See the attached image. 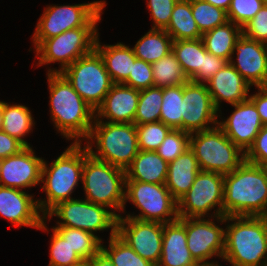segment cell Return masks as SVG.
I'll use <instances>...</instances> for the list:
<instances>
[{"instance_id":"6da1fadb","label":"cell","mask_w":267,"mask_h":266,"mask_svg":"<svg viewBox=\"0 0 267 266\" xmlns=\"http://www.w3.org/2000/svg\"><path fill=\"white\" fill-rule=\"evenodd\" d=\"M51 120L61 135L73 143L89 137L95 110L73 89L61 73H47Z\"/></svg>"},{"instance_id":"7a4b0ae2","label":"cell","mask_w":267,"mask_h":266,"mask_svg":"<svg viewBox=\"0 0 267 266\" xmlns=\"http://www.w3.org/2000/svg\"><path fill=\"white\" fill-rule=\"evenodd\" d=\"M223 216L267 217V174L244 161L224 175Z\"/></svg>"},{"instance_id":"3957f363","label":"cell","mask_w":267,"mask_h":266,"mask_svg":"<svg viewBox=\"0 0 267 266\" xmlns=\"http://www.w3.org/2000/svg\"><path fill=\"white\" fill-rule=\"evenodd\" d=\"M225 221L232 223L225 228L222 259L231 266H261L267 260V217L225 216Z\"/></svg>"},{"instance_id":"277c9868","label":"cell","mask_w":267,"mask_h":266,"mask_svg":"<svg viewBox=\"0 0 267 266\" xmlns=\"http://www.w3.org/2000/svg\"><path fill=\"white\" fill-rule=\"evenodd\" d=\"M82 143H71L50 166L43 160L41 171L42 189L47 200L37 199L42 215L45 216L53 207L62 201L71 200V194L82 180L84 159L89 154ZM46 177V178H45Z\"/></svg>"},{"instance_id":"5b68a950","label":"cell","mask_w":267,"mask_h":266,"mask_svg":"<svg viewBox=\"0 0 267 266\" xmlns=\"http://www.w3.org/2000/svg\"><path fill=\"white\" fill-rule=\"evenodd\" d=\"M86 147L96 159L126 169L139 152L136 125L94 120ZM96 142V151L92 149ZM91 141V142H90Z\"/></svg>"},{"instance_id":"8992f818","label":"cell","mask_w":267,"mask_h":266,"mask_svg":"<svg viewBox=\"0 0 267 266\" xmlns=\"http://www.w3.org/2000/svg\"><path fill=\"white\" fill-rule=\"evenodd\" d=\"M125 170L94 158L90 153L84 159L82 182L87 201L125 212Z\"/></svg>"},{"instance_id":"52a82bcc","label":"cell","mask_w":267,"mask_h":266,"mask_svg":"<svg viewBox=\"0 0 267 266\" xmlns=\"http://www.w3.org/2000/svg\"><path fill=\"white\" fill-rule=\"evenodd\" d=\"M189 148L194 152L200 171L225 175L245 161V153L218 126L191 133Z\"/></svg>"},{"instance_id":"ba28073f","label":"cell","mask_w":267,"mask_h":266,"mask_svg":"<svg viewBox=\"0 0 267 266\" xmlns=\"http://www.w3.org/2000/svg\"><path fill=\"white\" fill-rule=\"evenodd\" d=\"M105 1L75 5L47 6L32 36L35 48L45 39L78 27H97Z\"/></svg>"},{"instance_id":"9c48e42d","label":"cell","mask_w":267,"mask_h":266,"mask_svg":"<svg viewBox=\"0 0 267 266\" xmlns=\"http://www.w3.org/2000/svg\"><path fill=\"white\" fill-rule=\"evenodd\" d=\"M97 27H78L43 40L35 49L37 66L59 62L61 68L49 69L47 73H60L77 59L95 49L99 33ZM40 54V55H39Z\"/></svg>"},{"instance_id":"30bf717a","label":"cell","mask_w":267,"mask_h":266,"mask_svg":"<svg viewBox=\"0 0 267 266\" xmlns=\"http://www.w3.org/2000/svg\"><path fill=\"white\" fill-rule=\"evenodd\" d=\"M224 175L216 172L199 171L189 191L178 201L179 218H205L211 214L216 221L226 223L223 216Z\"/></svg>"},{"instance_id":"8fae6325","label":"cell","mask_w":267,"mask_h":266,"mask_svg":"<svg viewBox=\"0 0 267 266\" xmlns=\"http://www.w3.org/2000/svg\"><path fill=\"white\" fill-rule=\"evenodd\" d=\"M95 111L114 84L100 54L94 49L60 72Z\"/></svg>"},{"instance_id":"7c38bea8","label":"cell","mask_w":267,"mask_h":266,"mask_svg":"<svg viewBox=\"0 0 267 266\" xmlns=\"http://www.w3.org/2000/svg\"><path fill=\"white\" fill-rule=\"evenodd\" d=\"M131 201L141 212L139 215L127 214L143 221L168 223L178 219V202L165 184L145 183L125 180V203Z\"/></svg>"},{"instance_id":"4fadbf2b","label":"cell","mask_w":267,"mask_h":266,"mask_svg":"<svg viewBox=\"0 0 267 266\" xmlns=\"http://www.w3.org/2000/svg\"><path fill=\"white\" fill-rule=\"evenodd\" d=\"M52 216H57L61 219L57 221L55 227H70L81 229L92 233L96 231H104L111 228L110 237L116 234L118 217L108 210L107 207L97 205L86 199H71L62 201L53 207L45 216L44 219H49Z\"/></svg>"},{"instance_id":"5bb4252c","label":"cell","mask_w":267,"mask_h":266,"mask_svg":"<svg viewBox=\"0 0 267 266\" xmlns=\"http://www.w3.org/2000/svg\"><path fill=\"white\" fill-rule=\"evenodd\" d=\"M116 234L139 256L157 266L162 252L163 223L119 216Z\"/></svg>"},{"instance_id":"9a60e30c","label":"cell","mask_w":267,"mask_h":266,"mask_svg":"<svg viewBox=\"0 0 267 266\" xmlns=\"http://www.w3.org/2000/svg\"><path fill=\"white\" fill-rule=\"evenodd\" d=\"M218 115L206 84L188 80L183 85L182 131L191 134L214 128Z\"/></svg>"},{"instance_id":"2e32d148","label":"cell","mask_w":267,"mask_h":266,"mask_svg":"<svg viewBox=\"0 0 267 266\" xmlns=\"http://www.w3.org/2000/svg\"><path fill=\"white\" fill-rule=\"evenodd\" d=\"M187 247L200 266H219L208 260L213 256L223 258L225 229L211 219L186 218Z\"/></svg>"},{"instance_id":"e0dca14e","label":"cell","mask_w":267,"mask_h":266,"mask_svg":"<svg viewBox=\"0 0 267 266\" xmlns=\"http://www.w3.org/2000/svg\"><path fill=\"white\" fill-rule=\"evenodd\" d=\"M43 160L30 146L0 160V186L23 190L41 182Z\"/></svg>"},{"instance_id":"ac0fdd59","label":"cell","mask_w":267,"mask_h":266,"mask_svg":"<svg viewBox=\"0 0 267 266\" xmlns=\"http://www.w3.org/2000/svg\"><path fill=\"white\" fill-rule=\"evenodd\" d=\"M37 200L26 191L0 186V216L8 219L14 227L29 226L47 230L46 220L40 215Z\"/></svg>"},{"instance_id":"d6986e66","label":"cell","mask_w":267,"mask_h":266,"mask_svg":"<svg viewBox=\"0 0 267 266\" xmlns=\"http://www.w3.org/2000/svg\"><path fill=\"white\" fill-rule=\"evenodd\" d=\"M232 106L235 111L225 121H218L217 126L242 152L246 153L264 125L250 98Z\"/></svg>"},{"instance_id":"ffe728a7","label":"cell","mask_w":267,"mask_h":266,"mask_svg":"<svg viewBox=\"0 0 267 266\" xmlns=\"http://www.w3.org/2000/svg\"><path fill=\"white\" fill-rule=\"evenodd\" d=\"M236 51V52H235ZM236 62L230 64L255 87H267V44L251 40L243 34L235 43Z\"/></svg>"},{"instance_id":"44dd1931","label":"cell","mask_w":267,"mask_h":266,"mask_svg":"<svg viewBox=\"0 0 267 266\" xmlns=\"http://www.w3.org/2000/svg\"><path fill=\"white\" fill-rule=\"evenodd\" d=\"M139 90L124 84H113L103 103L95 111V119L111 123H134ZM103 117V118H101Z\"/></svg>"},{"instance_id":"7402d4cb","label":"cell","mask_w":267,"mask_h":266,"mask_svg":"<svg viewBox=\"0 0 267 266\" xmlns=\"http://www.w3.org/2000/svg\"><path fill=\"white\" fill-rule=\"evenodd\" d=\"M206 83L213 104L218 112H221L220 102L222 101L234 105L249 98L248 94L251 85L240 75L230 62H227L224 67Z\"/></svg>"},{"instance_id":"603a6c76","label":"cell","mask_w":267,"mask_h":266,"mask_svg":"<svg viewBox=\"0 0 267 266\" xmlns=\"http://www.w3.org/2000/svg\"><path fill=\"white\" fill-rule=\"evenodd\" d=\"M157 266H200L187 247L186 218L163 224L162 252Z\"/></svg>"},{"instance_id":"cb8c5ba5","label":"cell","mask_w":267,"mask_h":266,"mask_svg":"<svg viewBox=\"0 0 267 266\" xmlns=\"http://www.w3.org/2000/svg\"><path fill=\"white\" fill-rule=\"evenodd\" d=\"M199 171L197 159L190 148L168 163L165 185L177 202L189 191Z\"/></svg>"},{"instance_id":"d4e9b609","label":"cell","mask_w":267,"mask_h":266,"mask_svg":"<svg viewBox=\"0 0 267 266\" xmlns=\"http://www.w3.org/2000/svg\"><path fill=\"white\" fill-rule=\"evenodd\" d=\"M95 50L102 57L112 82L123 84L128 79L133 63L137 59L133 49L121 42L116 45L102 46L98 35Z\"/></svg>"},{"instance_id":"484cf974","label":"cell","mask_w":267,"mask_h":266,"mask_svg":"<svg viewBox=\"0 0 267 266\" xmlns=\"http://www.w3.org/2000/svg\"><path fill=\"white\" fill-rule=\"evenodd\" d=\"M168 163L156 151L139 150L132 163L125 169V180L165 184Z\"/></svg>"},{"instance_id":"4316f807","label":"cell","mask_w":267,"mask_h":266,"mask_svg":"<svg viewBox=\"0 0 267 266\" xmlns=\"http://www.w3.org/2000/svg\"><path fill=\"white\" fill-rule=\"evenodd\" d=\"M242 34V28L239 25L227 21L202 34L201 39L207 52L229 62L235 57L232 56L234 46Z\"/></svg>"},{"instance_id":"83f0119b","label":"cell","mask_w":267,"mask_h":266,"mask_svg":"<svg viewBox=\"0 0 267 266\" xmlns=\"http://www.w3.org/2000/svg\"><path fill=\"white\" fill-rule=\"evenodd\" d=\"M172 37L164 29H150L134 45L137 59L154 63L172 52Z\"/></svg>"},{"instance_id":"f1b7e54d","label":"cell","mask_w":267,"mask_h":266,"mask_svg":"<svg viewBox=\"0 0 267 266\" xmlns=\"http://www.w3.org/2000/svg\"><path fill=\"white\" fill-rule=\"evenodd\" d=\"M165 31L173 41L200 39L202 34L192 16L191 0H178Z\"/></svg>"},{"instance_id":"f546056e","label":"cell","mask_w":267,"mask_h":266,"mask_svg":"<svg viewBox=\"0 0 267 266\" xmlns=\"http://www.w3.org/2000/svg\"><path fill=\"white\" fill-rule=\"evenodd\" d=\"M3 125L1 130L8 135L17 138L25 146L30 144L24 140L26 134L31 132L34 126V118L31 111L25 105L8 104L3 101Z\"/></svg>"},{"instance_id":"4dcf8cb0","label":"cell","mask_w":267,"mask_h":266,"mask_svg":"<svg viewBox=\"0 0 267 266\" xmlns=\"http://www.w3.org/2000/svg\"><path fill=\"white\" fill-rule=\"evenodd\" d=\"M172 52L181 64L184 74L190 80L202 67V39L176 40L172 44Z\"/></svg>"},{"instance_id":"1f68e13d","label":"cell","mask_w":267,"mask_h":266,"mask_svg":"<svg viewBox=\"0 0 267 266\" xmlns=\"http://www.w3.org/2000/svg\"><path fill=\"white\" fill-rule=\"evenodd\" d=\"M84 260L88 261L101 250V242L97 235L81 229L70 227H53Z\"/></svg>"},{"instance_id":"d6a6232c","label":"cell","mask_w":267,"mask_h":266,"mask_svg":"<svg viewBox=\"0 0 267 266\" xmlns=\"http://www.w3.org/2000/svg\"><path fill=\"white\" fill-rule=\"evenodd\" d=\"M152 65L154 87L165 88L169 86L184 85L188 78L184 74L181 64L173 52L161 58Z\"/></svg>"},{"instance_id":"836d02e7","label":"cell","mask_w":267,"mask_h":266,"mask_svg":"<svg viewBox=\"0 0 267 266\" xmlns=\"http://www.w3.org/2000/svg\"><path fill=\"white\" fill-rule=\"evenodd\" d=\"M163 88L150 87L139 90V102L137 105L134 124H146L160 121Z\"/></svg>"},{"instance_id":"e575fe53","label":"cell","mask_w":267,"mask_h":266,"mask_svg":"<svg viewBox=\"0 0 267 266\" xmlns=\"http://www.w3.org/2000/svg\"><path fill=\"white\" fill-rule=\"evenodd\" d=\"M183 85L163 88L160 121L171 129L182 130Z\"/></svg>"},{"instance_id":"d590c367","label":"cell","mask_w":267,"mask_h":266,"mask_svg":"<svg viewBox=\"0 0 267 266\" xmlns=\"http://www.w3.org/2000/svg\"><path fill=\"white\" fill-rule=\"evenodd\" d=\"M109 247L101 245V250L109 257L115 266H155L150 261L139 256L117 234L109 238Z\"/></svg>"},{"instance_id":"8d00e7d4","label":"cell","mask_w":267,"mask_h":266,"mask_svg":"<svg viewBox=\"0 0 267 266\" xmlns=\"http://www.w3.org/2000/svg\"><path fill=\"white\" fill-rule=\"evenodd\" d=\"M192 16L201 34L228 21L227 11L203 0H191Z\"/></svg>"},{"instance_id":"74e56055","label":"cell","mask_w":267,"mask_h":266,"mask_svg":"<svg viewBox=\"0 0 267 266\" xmlns=\"http://www.w3.org/2000/svg\"><path fill=\"white\" fill-rule=\"evenodd\" d=\"M170 130L161 121L136 125L139 150L156 151Z\"/></svg>"},{"instance_id":"f35d334b","label":"cell","mask_w":267,"mask_h":266,"mask_svg":"<svg viewBox=\"0 0 267 266\" xmlns=\"http://www.w3.org/2000/svg\"><path fill=\"white\" fill-rule=\"evenodd\" d=\"M50 245L49 266H73L82 263L84 260L71 248L68 242L52 228Z\"/></svg>"},{"instance_id":"ab89813d","label":"cell","mask_w":267,"mask_h":266,"mask_svg":"<svg viewBox=\"0 0 267 266\" xmlns=\"http://www.w3.org/2000/svg\"><path fill=\"white\" fill-rule=\"evenodd\" d=\"M189 147L190 133L179 129H171L156 152L167 163H170L189 149Z\"/></svg>"},{"instance_id":"60d3db41","label":"cell","mask_w":267,"mask_h":266,"mask_svg":"<svg viewBox=\"0 0 267 266\" xmlns=\"http://www.w3.org/2000/svg\"><path fill=\"white\" fill-rule=\"evenodd\" d=\"M266 2L267 0H231L227 10L228 21L243 28Z\"/></svg>"},{"instance_id":"b9f144b4","label":"cell","mask_w":267,"mask_h":266,"mask_svg":"<svg viewBox=\"0 0 267 266\" xmlns=\"http://www.w3.org/2000/svg\"><path fill=\"white\" fill-rule=\"evenodd\" d=\"M126 86L137 90L147 89L154 86L151 63L141 59H136L128 79L123 83Z\"/></svg>"},{"instance_id":"7bdbcfd3","label":"cell","mask_w":267,"mask_h":266,"mask_svg":"<svg viewBox=\"0 0 267 266\" xmlns=\"http://www.w3.org/2000/svg\"><path fill=\"white\" fill-rule=\"evenodd\" d=\"M178 0H148L147 7L153 20L152 29H166Z\"/></svg>"},{"instance_id":"ee69618b","label":"cell","mask_w":267,"mask_h":266,"mask_svg":"<svg viewBox=\"0 0 267 266\" xmlns=\"http://www.w3.org/2000/svg\"><path fill=\"white\" fill-rule=\"evenodd\" d=\"M245 37L267 44V2L242 28Z\"/></svg>"},{"instance_id":"f6af8a7d","label":"cell","mask_w":267,"mask_h":266,"mask_svg":"<svg viewBox=\"0 0 267 266\" xmlns=\"http://www.w3.org/2000/svg\"><path fill=\"white\" fill-rule=\"evenodd\" d=\"M228 61L206 51L203 44V62L200 70L190 79L193 82L205 83L221 70Z\"/></svg>"},{"instance_id":"bcb514c9","label":"cell","mask_w":267,"mask_h":266,"mask_svg":"<svg viewBox=\"0 0 267 266\" xmlns=\"http://www.w3.org/2000/svg\"><path fill=\"white\" fill-rule=\"evenodd\" d=\"M245 161L262 167L267 166V125L261 128L253 145L245 153Z\"/></svg>"},{"instance_id":"7dc6e473","label":"cell","mask_w":267,"mask_h":266,"mask_svg":"<svg viewBox=\"0 0 267 266\" xmlns=\"http://www.w3.org/2000/svg\"><path fill=\"white\" fill-rule=\"evenodd\" d=\"M25 147L17 138L0 130V160L19 153Z\"/></svg>"},{"instance_id":"c3c4849f","label":"cell","mask_w":267,"mask_h":266,"mask_svg":"<svg viewBox=\"0 0 267 266\" xmlns=\"http://www.w3.org/2000/svg\"><path fill=\"white\" fill-rule=\"evenodd\" d=\"M257 93L249 96L256 106L260 120L264 126L267 125V87H257Z\"/></svg>"},{"instance_id":"681fc988","label":"cell","mask_w":267,"mask_h":266,"mask_svg":"<svg viewBox=\"0 0 267 266\" xmlns=\"http://www.w3.org/2000/svg\"><path fill=\"white\" fill-rule=\"evenodd\" d=\"M87 263L89 266H115L102 250L89 259Z\"/></svg>"},{"instance_id":"f907efd6","label":"cell","mask_w":267,"mask_h":266,"mask_svg":"<svg viewBox=\"0 0 267 266\" xmlns=\"http://www.w3.org/2000/svg\"><path fill=\"white\" fill-rule=\"evenodd\" d=\"M205 2H208L209 4H212L216 7L222 8L225 11L229 9L231 0H203Z\"/></svg>"},{"instance_id":"816d5d0a","label":"cell","mask_w":267,"mask_h":266,"mask_svg":"<svg viewBox=\"0 0 267 266\" xmlns=\"http://www.w3.org/2000/svg\"><path fill=\"white\" fill-rule=\"evenodd\" d=\"M3 101H0V130L3 125Z\"/></svg>"},{"instance_id":"f5cc1de1","label":"cell","mask_w":267,"mask_h":266,"mask_svg":"<svg viewBox=\"0 0 267 266\" xmlns=\"http://www.w3.org/2000/svg\"><path fill=\"white\" fill-rule=\"evenodd\" d=\"M73 266H89L87 261H83L82 263L78 264V265H73Z\"/></svg>"},{"instance_id":"db71d44e","label":"cell","mask_w":267,"mask_h":266,"mask_svg":"<svg viewBox=\"0 0 267 266\" xmlns=\"http://www.w3.org/2000/svg\"><path fill=\"white\" fill-rule=\"evenodd\" d=\"M261 266H267V260Z\"/></svg>"},{"instance_id":"11a10c76","label":"cell","mask_w":267,"mask_h":266,"mask_svg":"<svg viewBox=\"0 0 267 266\" xmlns=\"http://www.w3.org/2000/svg\"><path fill=\"white\" fill-rule=\"evenodd\" d=\"M263 168L265 169V171H266V174H267V166H264Z\"/></svg>"}]
</instances>
